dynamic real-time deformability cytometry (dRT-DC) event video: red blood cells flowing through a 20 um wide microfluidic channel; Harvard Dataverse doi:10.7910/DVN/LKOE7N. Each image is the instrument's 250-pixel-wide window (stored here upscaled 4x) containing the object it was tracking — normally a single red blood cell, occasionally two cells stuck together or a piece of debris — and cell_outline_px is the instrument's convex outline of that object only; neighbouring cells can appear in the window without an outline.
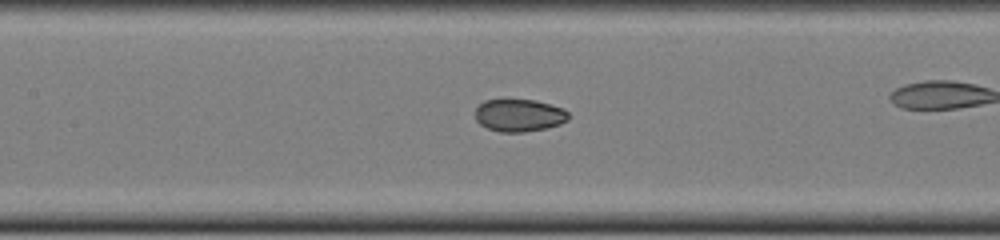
{"species": "common noctule bat (a hibernating species)", "species_latin": "Nyctalus noctula", "temperature_condition": "cold", "stored_images_in_passage": 40, "camera_frame_rate_fps": 3000, "um_per_image_px": 0.085, "animal": {"sex": "female", "body_mass_g": 22.0, "forearm_length_mm": 56.7}, "frame": {"image": 1, "passage_image": 23, "time_ms": 7.333, "image_size_px": [1000, 240], "cell_outline_px": [[568, 120], [560, 124], [548, 128], [524, 132], [500, 132], [488, 128], [480, 124], [476, 120], [476, 108], [484, 100], [536, 100], [564, 108], [568, 112]], "centroid_in_image_um": [44.15, 9.81], "position_along_channel_um": 163.2, "area_um2": 17.69}}
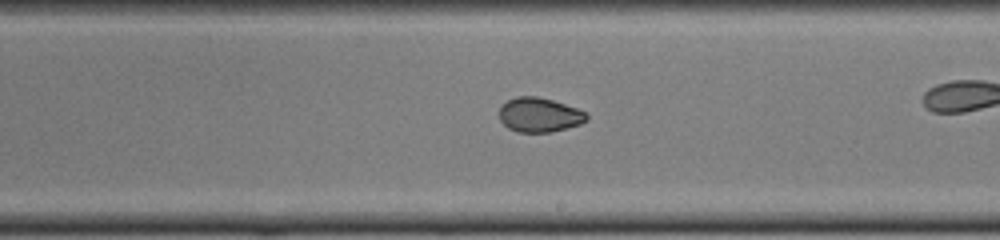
{"frame": {"image": 2, "passage_image": 29, "time_ms": 9.333, "image_size_px": [1000, 240], "cell_outline_px": [[588, 120], [580, 124], [552, 132], [516, 132], [508, 128], [500, 120], [500, 108], [508, 100], [516, 96], [536, 96], [552, 100], [576, 108], [584, 112], [588, 116]], "centroid_in_image_um": [45.84, 9.77], "position_along_channel_um": 243.2, "area_um2": 17.4}}